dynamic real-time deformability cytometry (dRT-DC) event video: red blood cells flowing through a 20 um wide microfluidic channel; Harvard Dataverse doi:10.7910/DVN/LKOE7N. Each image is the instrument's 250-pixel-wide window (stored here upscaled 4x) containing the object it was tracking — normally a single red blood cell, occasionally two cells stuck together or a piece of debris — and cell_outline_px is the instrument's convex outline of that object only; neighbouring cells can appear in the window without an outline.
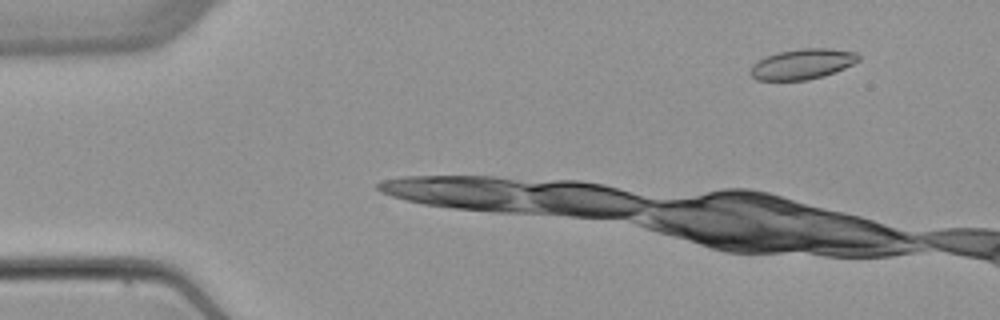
{"species": "common noctule bat (a hibernating species)", "species_latin": "Nyctalus noctula", "temperature_condition": "warm", "stored_images_in_passage": 4, "camera_frame_rate_fps": 3000, "um_per_image_px": 0.085, "animal": {"sex": "female", "body_mass_g": 22.7, "forearm_length_mm": 54.2}, "frame": {"image": 1, "passage_image": 1, "time_ms": 0.0, "image_size_px": [1000, 320], "cell_outline_px": [[860, 60], [844, 68], [824, 76], [808, 80], [756, 80], [748, 72], [752, 64], [768, 56], [780, 52], [800, 48], [832, 48], [856, 52], [860, 56]], "centroid_in_image_um": [68.22, 5.44], "position_along_channel_um": 16.8, "area_um2": 19.13}}